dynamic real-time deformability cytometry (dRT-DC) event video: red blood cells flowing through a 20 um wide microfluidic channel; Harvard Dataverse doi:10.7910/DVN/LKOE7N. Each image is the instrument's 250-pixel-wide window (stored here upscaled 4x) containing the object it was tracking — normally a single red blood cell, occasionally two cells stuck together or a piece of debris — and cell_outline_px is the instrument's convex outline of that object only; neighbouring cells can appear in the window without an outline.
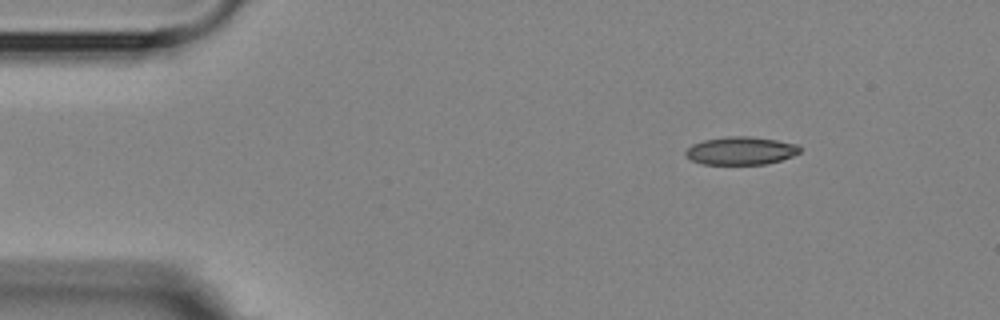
{"species": "Egyptian fruit bat (a non-hibernating species)", "species_latin": "Rousettus aegyptiacus", "temperature_condition": "room temperature", "stored_images_in_passage": 6, "segment_of_instrument_passage": [2, 2], "camera_frame_rate_fps": 3000, "um_per_image_px": 0.085, "animal": {"sex": "female"}, "frame": {"image": 1, "passage_image": 6, "time_ms": 5.667, "image_size_px": [1000, 320], "cell_outline_px": [[800, 152], [792, 156], [768, 164], [704, 164], [692, 160], [684, 156], [684, 152], [692, 144], [704, 140], [728, 136], [748, 136], [776, 140], [796, 144], [800, 148]], "centroid_in_image_um": [62.94, 12.81], "position_along_channel_um": 22.1, "area_um2": 18.55}}